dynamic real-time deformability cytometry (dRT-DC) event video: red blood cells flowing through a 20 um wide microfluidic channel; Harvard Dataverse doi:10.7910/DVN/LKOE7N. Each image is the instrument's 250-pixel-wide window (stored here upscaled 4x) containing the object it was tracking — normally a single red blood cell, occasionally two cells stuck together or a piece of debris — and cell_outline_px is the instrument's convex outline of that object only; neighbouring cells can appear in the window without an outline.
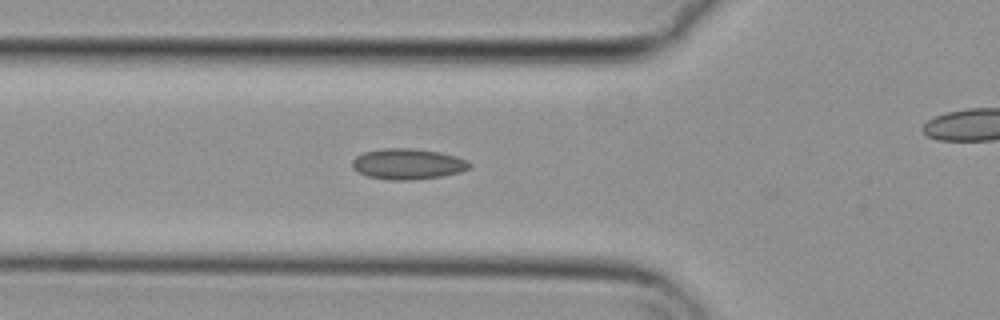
{"species": "common noctule bat (a hibernating species)", "species_latin": "Nyctalus noctula", "temperature_condition": "cold", "stored_images_in_passage": 28, "camera_frame_rate_fps": 3000, "um_per_image_px": 0.085, "animal": {"sex": "female", "body_mass_g": 29.2, "forearm_length_mm": 56.3}, "frame": {"image": 1, "passage_image": 2, "time_ms": 0.333, "image_size_px": [1000, 320], "cell_outline_px": [[472, 168], [460, 172], [440, 176], [412, 180], [388, 180], [368, 176], [352, 168], [352, 160], [356, 156], [364, 152], [384, 148], [408, 148], [440, 152], [456, 156], [468, 160], [472, 164]], "centroid_in_image_um": [34.69, 13.94], "position_along_channel_um": 91.1, "area_um2": 21.04}}
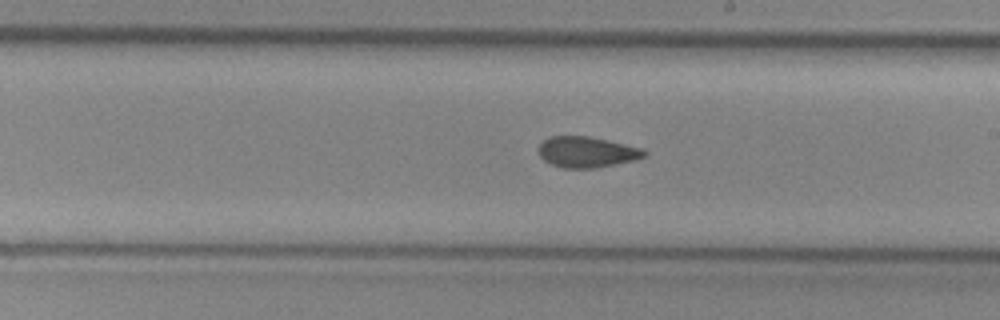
{"frame": {"image": 2, "passage_image": 14, "time_ms": 4.333, "image_size_px": [1000, 320], "cell_outline_px": [[648, 156], [636, 160], [596, 168], [564, 168], [552, 164], [544, 160], [540, 156], [540, 144], [548, 136], [588, 136], [608, 140], [644, 148], [648, 152]], "centroid_in_image_um": [49.95, 12.92], "position_along_channel_um": 239.0, "area_um2": 19.13}}
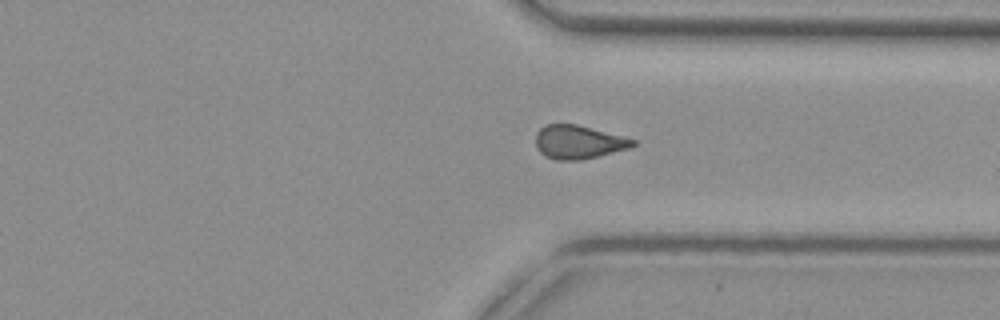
{"frame": {"image": 3, "passage_image": 24, "time_ms": 7.667, "image_size_px": [1000, 320], "cell_outline_px": [[636, 144], [628, 148], [580, 160], [556, 160], [544, 156], [536, 148], [536, 132], [544, 124], [576, 124], [636, 140]], "centroid_in_image_um": [49.1, 12.07], "position_along_channel_um": 362.3, "area_um2": 18.79}}